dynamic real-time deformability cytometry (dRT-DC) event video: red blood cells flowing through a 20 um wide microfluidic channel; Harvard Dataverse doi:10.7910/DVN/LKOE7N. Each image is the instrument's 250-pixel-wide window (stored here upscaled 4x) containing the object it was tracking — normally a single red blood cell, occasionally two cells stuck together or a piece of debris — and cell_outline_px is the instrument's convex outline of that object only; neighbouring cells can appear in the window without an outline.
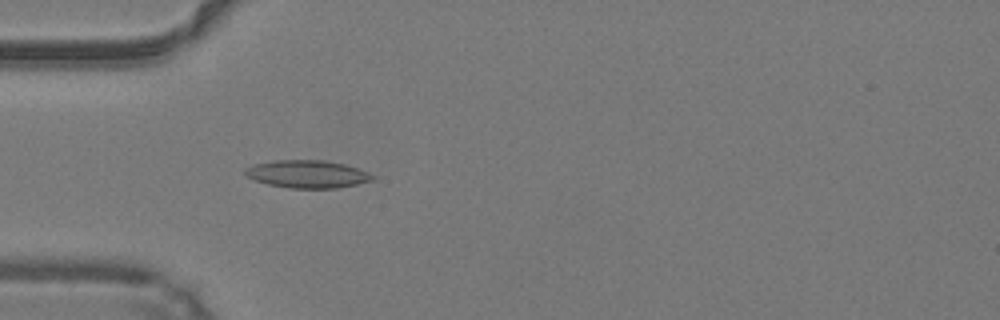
{"species": "common noctule bat (a hibernating species)", "species_latin": "Nyctalus noctula", "temperature_condition": "warm", "stored_images_in_passage": 48, "camera_frame_rate_fps": 3000, "um_per_image_px": 0.085, "animal": {"sex": "male", "body_mass_g": 19.2, "forearm_length_mm": 51.8}, "frame": {"image": 1, "passage_image": 15, "time_ms": 4.667, "image_size_px": [1000, 320], "cell_outline_px": [[376, 176], [372, 180], [356, 184], [336, 188], [288, 188], [268, 184], [244, 176], [244, 168], [252, 164], [276, 160], [324, 160], [344, 164], [368, 172]], "centroid_in_image_um": [26.08, 14.79], "position_along_channel_um": 58.9, "area_um2": 20.58}}
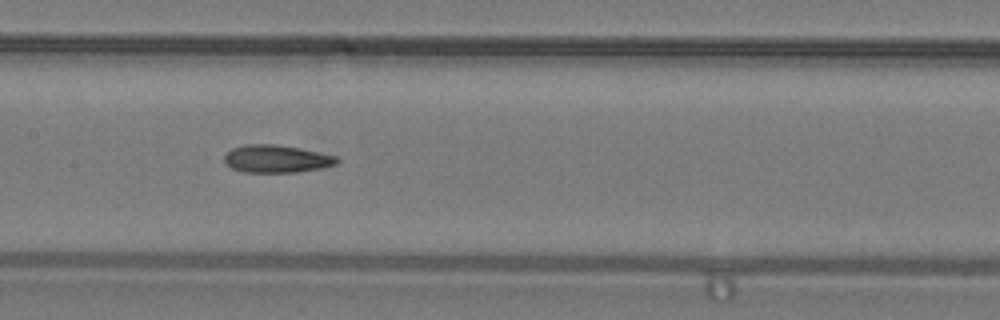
{"frame": {"image": 2, "passage_image": 24, "time_ms": 7.667, "image_size_px": [1000, 320], "cell_outline_px": [[340, 160], [336, 164], [320, 168], [296, 172], [244, 172], [232, 168], [224, 160], [224, 156], [232, 148], [244, 144], [276, 144], [300, 148], [336, 156]], "centroid_in_image_um": [23.5, 13.49], "position_along_channel_um": 183.9, "area_um2": 18.03}}
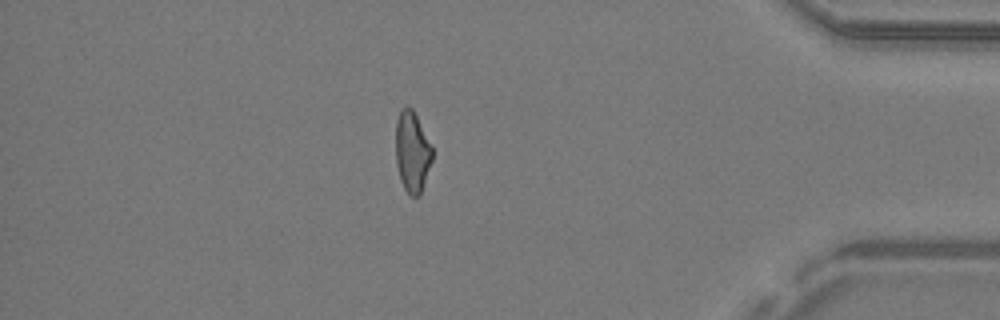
{"frame": {"image": 3, "passage_image": 42, "time_ms": 13.667, "image_size_px": [1000, 320], "cell_outline_px": [[432, 160], [420, 192], [416, 196], [412, 196], [404, 188], [400, 180], [396, 164], [396, 120], [400, 112], [408, 104], [412, 108], [432, 144]], "centroid_in_image_um": [35.03, 12.86], "position_along_channel_um": 400.2, "area_um2": 17.05}, "authors_computed_cell_mechanics": {"area_um2": 18.1781, "velocity_mm_per_s": 4.2573, "shape_relaxation_time_tau1_ms": null, "shape_relaxation_time_tau2_ms": 2.6512, "deformation_change_tau1": null, "deformation_change_tau2": 0.1113}}